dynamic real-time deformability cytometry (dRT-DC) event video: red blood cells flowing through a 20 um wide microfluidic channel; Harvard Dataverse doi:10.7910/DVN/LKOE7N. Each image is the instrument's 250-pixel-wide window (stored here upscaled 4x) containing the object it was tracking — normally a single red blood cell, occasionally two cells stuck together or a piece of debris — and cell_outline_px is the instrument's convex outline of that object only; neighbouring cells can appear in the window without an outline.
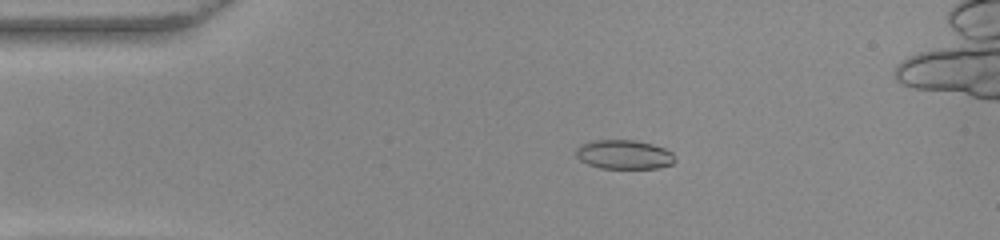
{"species": "common noctule bat (a hibernating species)", "species_latin": "Nyctalus noctula", "temperature_condition": "warm", "stored_images_in_passage": 51, "camera_frame_rate_fps": 3000, "um_per_image_px": 0.085, "animal": {"sex": "female", "body_mass_g": 22.0, "forearm_length_mm": 56.7}, "frame": {"image": 1, "passage_image": 11, "time_ms": 3.333, "image_size_px": [1000, 240], "cell_outline_px": [[676, 160], [672, 164], [660, 168], [600, 168], [588, 164], [580, 160], [576, 156], [576, 148], [580, 144], [592, 140], [636, 140], [652, 144], [664, 148], [672, 152]], "centroid_in_image_um": [53.04, 13.13], "position_along_channel_um": 32.0, "area_um2": 16.94}}
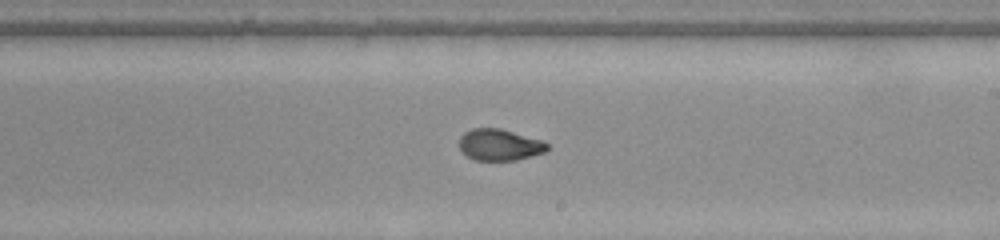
{"frame": {"image": 2, "passage_image": 31, "time_ms": 10.0, "image_size_px": [1000, 240], "cell_outline_px": [[548, 148], [544, 152], [516, 160], [476, 160], [468, 156], [460, 148], [460, 136], [464, 132], [472, 128], [500, 128], [544, 140], [548, 144]], "centroid_in_image_um": [42.48, 12.29], "position_along_channel_um": 246.5, "area_um2": 16.07}}
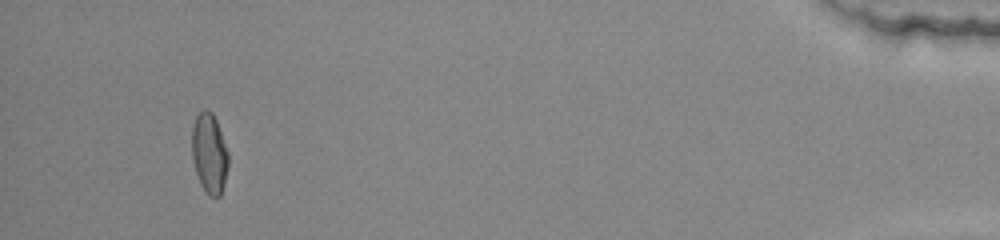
{"frame": {"image": 3, "passage_image": 50, "time_ms": 16.333, "image_size_px": [1000, 240], "cell_outline_px": [[228, 168], [224, 184], [220, 196], [216, 200], [208, 196], [200, 184], [196, 172], [192, 156], [192, 128], [196, 116], [204, 108], [208, 108], [212, 112], [216, 120], [228, 152]], "centroid_in_image_um": [17.8, 13.06], "position_along_channel_um": 417.4, "area_um2": 17.17}}